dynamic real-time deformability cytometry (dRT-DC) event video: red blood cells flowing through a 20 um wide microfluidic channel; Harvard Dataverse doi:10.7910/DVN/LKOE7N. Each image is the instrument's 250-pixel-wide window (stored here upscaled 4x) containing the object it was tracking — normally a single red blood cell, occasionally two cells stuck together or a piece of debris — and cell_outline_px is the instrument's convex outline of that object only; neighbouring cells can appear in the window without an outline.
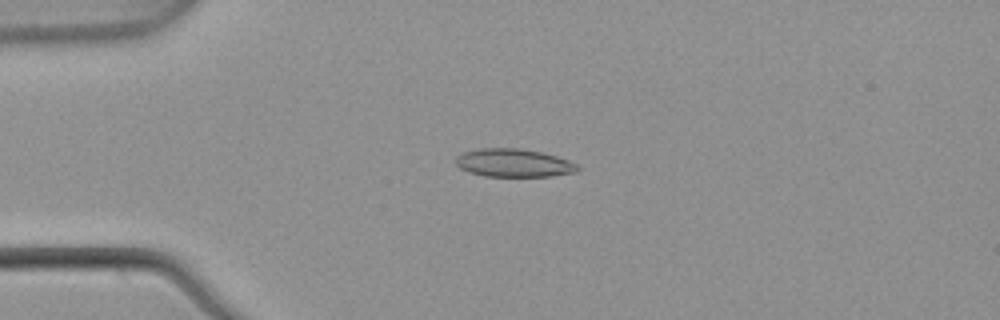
{"species": "common noctule bat (a hibernating species)", "species_latin": "Nyctalus noctula", "temperature_condition": "warm", "stored_images_in_passage": 48, "camera_frame_rate_fps": 3000, "um_per_image_px": 0.085, "animal": {"sex": "male", "body_mass_g": 21.5, "forearm_length_mm": 52.0}, "frame": {"image": 1, "passage_image": 8, "time_ms": 2.333, "image_size_px": [1000, 320], "cell_outline_px": [[580, 168], [576, 172], [552, 176], [484, 176], [468, 172], [460, 168], [456, 164], [456, 156], [464, 152], [480, 148], [520, 148], [540, 152], [556, 156], [568, 160], [576, 164]], "centroid_in_image_um": [43.65, 13.85], "position_along_channel_um": 41.3, "area_um2": 19.94}}
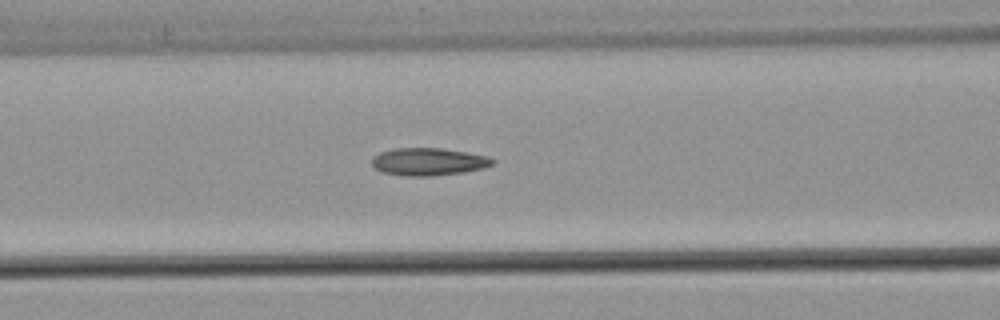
{"frame": {"image": 2, "passage_image": 17, "time_ms": 5.333, "image_size_px": [1000, 320], "cell_outline_px": [[496, 160], [492, 164], [484, 168], [464, 172], [432, 176], [408, 176], [384, 172], [376, 168], [372, 164], [372, 156], [380, 152], [392, 148], [440, 148], [488, 156]], "centroid_in_image_um": [36.42, 13.74], "position_along_channel_um": 130.2, "area_um2": 19.31}}
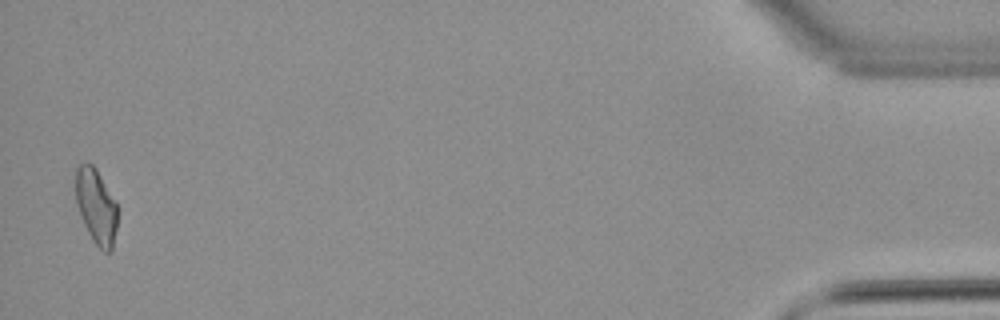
{"frame": {"image": 3, "passage_image": 47, "time_ms": 15.333, "image_size_px": [1000, 320], "cell_outline_px": [[116, 228], [112, 252], [104, 252], [92, 240], [84, 224], [76, 200], [76, 168], [80, 164], [88, 160], [96, 168], [116, 204]], "centroid_in_image_um": [8.16, 17.53], "position_along_channel_um": 427.0, "area_um2": 17.98}, "authors_computed_cell_mechanics": {"area_um2": 18.8717, "velocity_mm_per_s": 3.8793, "shape_relaxation_time_tau1_ms": null, "shape_relaxation_time_tau2_ms": 2.5514, "deformation_change_tau1": null, "deformation_change_tau2": 0.1009}}